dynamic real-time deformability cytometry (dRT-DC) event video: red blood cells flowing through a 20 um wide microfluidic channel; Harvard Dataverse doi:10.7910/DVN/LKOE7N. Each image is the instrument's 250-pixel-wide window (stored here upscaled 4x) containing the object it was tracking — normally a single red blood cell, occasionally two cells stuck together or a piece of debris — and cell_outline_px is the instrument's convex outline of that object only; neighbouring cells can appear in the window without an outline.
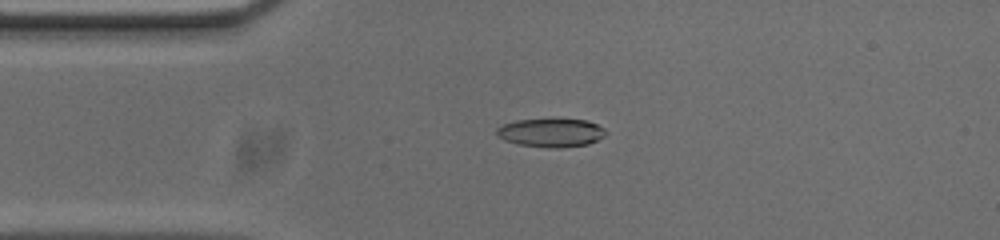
{"species": "common noctule bat (a hibernating species)", "species_latin": "Nyctalus noctula", "temperature_condition": "cold", "stored_images_in_passage": 44, "camera_frame_rate_fps": 3000, "um_per_image_px": 0.085, "animal": {"sex": "male", "body_mass_g": 20.0, "forearm_length_mm": 53.3}, "frame": {"image": 1, "passage_image": 2, "time_ms": 0.333, "image_size_px": [1000, 240], "cell_outline_px": [[608, 132], [604, 136], [588, 144], [560, 148], [548, 148], [520, 144], [504, 140], [496, 136], [496, 128], [504, 124], [516, 120], [588, 120], [604, 128]], "centroid_in_image_um": [46.83, 11.29], "position_along_channel_um": 38.2, "area_um2": 17.98}}
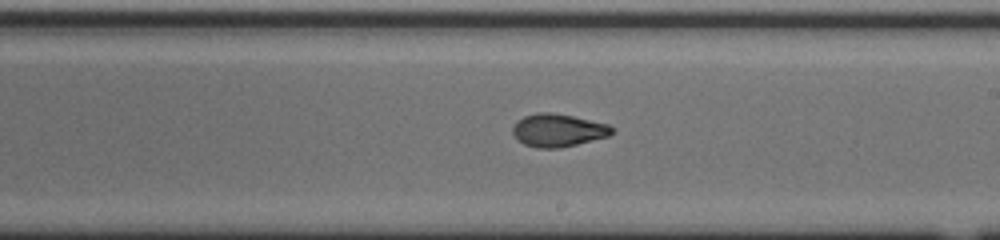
{"frame": {"image": 2, "passage_image": 20, "time_ms": 6.333, "image_size_px": [1000, 240], "cell_outline_px": [[612, 132], [608, 136], [560, 148], [536, 148], [524, 144], [516, 140], [512, 132], [512, 128], [524, 116], [540, 112], [548, 112], [572, 116], [608, 124], [612, 128]], "centroid_in_image_um": [47.4, 11.08], "position_along_channel_um": 241.6, "area_um2": 18.73}}
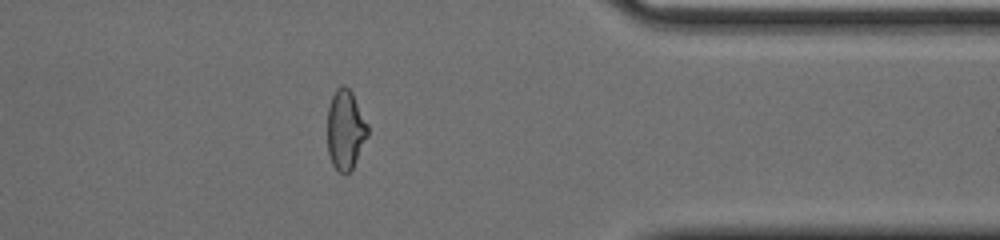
{"frame": {"image": 3, "passage_image": 33, "time_ms": 10.667, "image_size_px": [1000, 240], "cell_outline_px": [[368, 136], [352, 168], [344, 176], [332, 164], [328, 152], [328, 104], [336, 88], [344, 84], [352, 92], [368, 124]], "centroid_in_image_um": [29.36, 11.01], "position_along_channel_um": 382.0, "area_um2": 18.73}, "authors_computed_cell_mechanics": {"area_um2": 19.0162, "velocity_mm_per_s": 3.7154, "shape_relaxation_time_tau1_ms": null, "shape_relaxation_time_tau2_ms": 1.8329, "deformation_change_tau1": null, "deformation_change_tau2": 0.0694}}